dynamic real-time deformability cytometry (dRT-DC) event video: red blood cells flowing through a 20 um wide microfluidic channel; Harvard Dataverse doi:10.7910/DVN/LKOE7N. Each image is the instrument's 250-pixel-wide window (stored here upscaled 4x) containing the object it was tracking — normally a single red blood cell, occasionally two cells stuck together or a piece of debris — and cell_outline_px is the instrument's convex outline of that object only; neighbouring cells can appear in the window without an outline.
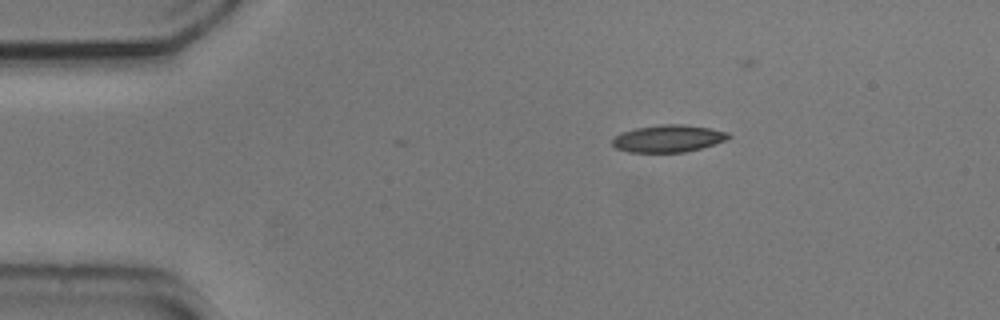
{"species": "common noctule bat (a hibernating species)", "species_latin": "Nyctalus noctula", "temperature_condition": "cold", "stored_images_in_passage": 36, "camera_frame_rate_fps": 3000, "um_per_image_px": 0.085, "animal": {"sex": "male", "body_mass_g": 20.5, "forearm_length_mm": 52.5}, "frame": {"image": 1, "passage_image": 1, "time_ms": 0.0, "image_size_px": [1000, 320], "cell_outline_px": [[732, 136], [728, 140], [700, 148], [684, 152], [628, 152], [616, 148], [612, 144], [612, 140], [620, 132], [636, 128], [660, 124], [684, 124], [712, 128], [728, 132]], "centroid_in_image_um": [56.82, 11.76], "position_along_channel_um": 28.2, "area_um2": 18.55}}
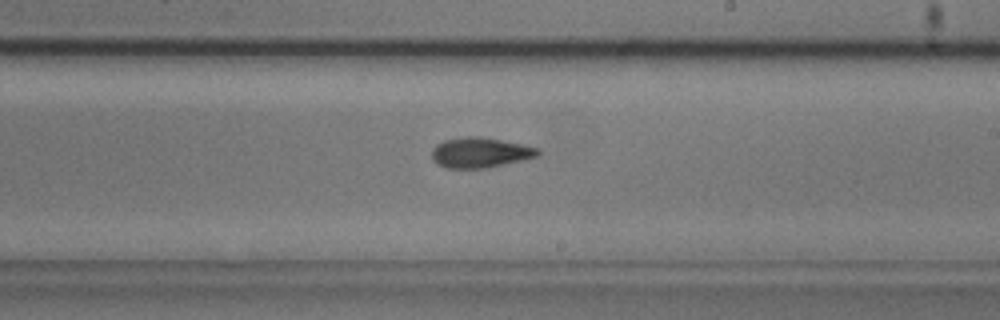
{"frame": {"image": 2, "passage_image": 23, "time_ms": 7.333, "image_size_px": [1000, 320], "cell_outline_px": [[540, 156], [524, 160], [488, 168], [444, 168], [436, 164], [432, 160], [432, 148], [436, 144], [444, 140], [464, 136], [480, 136], [524, 144], [540, 148]], "centroid_in_image_um": [40.83, 12.97], "position_along_channel_um": 248.2, "area_um2": 19.13}}
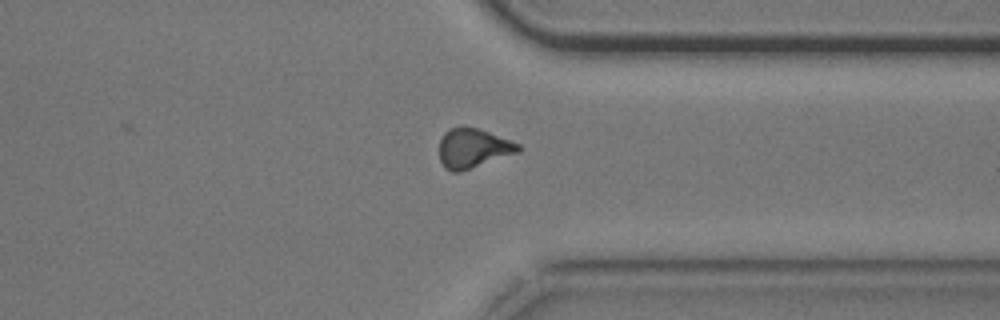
{"frame": {"image": 3, "passage_image": 33, "time_ms": 10.667, "image_size_px": [1000, 320], "cell_outline_px": [[524, 148], [520, 152], [460, 172], [452, 172], [444, 168], [440, 160], [440, 140], [444, 132], [448, 128], [460, 124], [464, 124], [488, 132], [520, 144]], "centroid_in_image_um": [40.2, 12.58], "position_along_channel_um": 371.2, "area_um2": 18.55}, "authors_computed_cell_mechanics": {"area_um2": 18.5249, "velocity_mm_per_s": 3.7456, "shape_relaxation_time_tau1_ms": 4.3314, "shape_relaxation_time_tau2_ms": 3.3773, "deformation_change_tau1": 0.1492, "deformation_change_tau2": 0.1117}}